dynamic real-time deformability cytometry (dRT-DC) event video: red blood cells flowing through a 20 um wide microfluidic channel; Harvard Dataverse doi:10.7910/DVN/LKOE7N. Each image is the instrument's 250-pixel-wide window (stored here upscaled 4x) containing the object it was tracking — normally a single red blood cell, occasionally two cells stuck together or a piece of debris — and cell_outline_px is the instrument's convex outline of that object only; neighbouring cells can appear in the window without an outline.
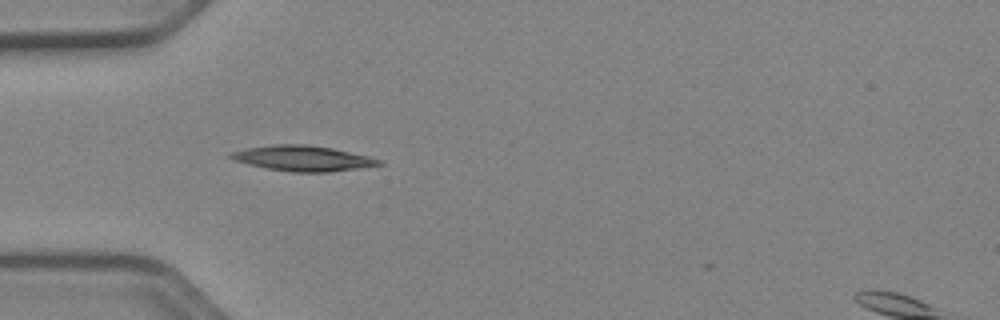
{"species": "Egyptian fruit bat (a non-hibernating species)", "species_latin": "Rousettus aegyptiacus", "temperature_condition": "cold", "stored_images_in_passage": 33, "camera_frame_rate_fps": 3000, "um_per_image_px": 0.085, "animal": {"sex": "female"}, "frame": {"image": 1, "passage_image": 1, "time_ms": 0.0, "image_size_px": [1000, 320], "cell_outline_px": [[384, 164], [328, 172], [292, 172], [268, 168], [248, 164], [232, 160], [228, 156], [232, 152], [248, 148], [272, 144], [304, 144], [332, 148], [368, 156], [384, 160]], "centroid_in_image_um": [25.74, 13.45], "position_along_channel_um": 59.3, "area_um2": 21.73}}
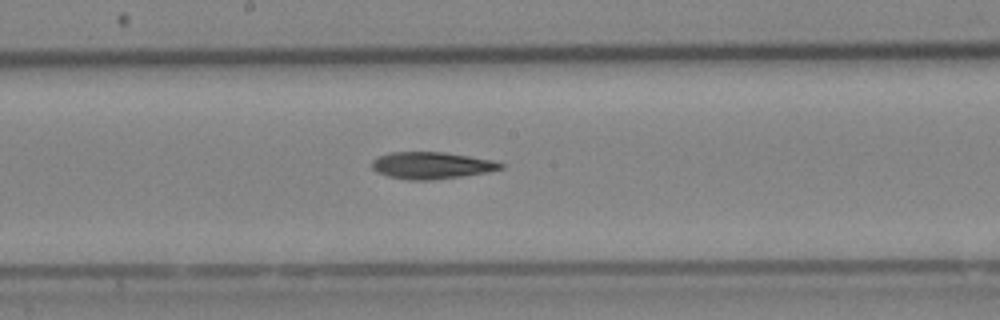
{"frame": {"image": 2, "passage_image": 13, "time_ms": 4.0, "image_size_px": [1000, 320], "cell_outline_px": [[504, 168], [488, 172], [464, 176], [428, 180], [408, 180], [388, 176], [376, 172], [372, 168], [372, 160], [380, 156], [392, 152], [444, 152], [496, 160], [504, 164]], "centroid_in_image_um": [36.72, 14.06], "position_along_channel_um": 211.5, "area_um2": 20.29}}
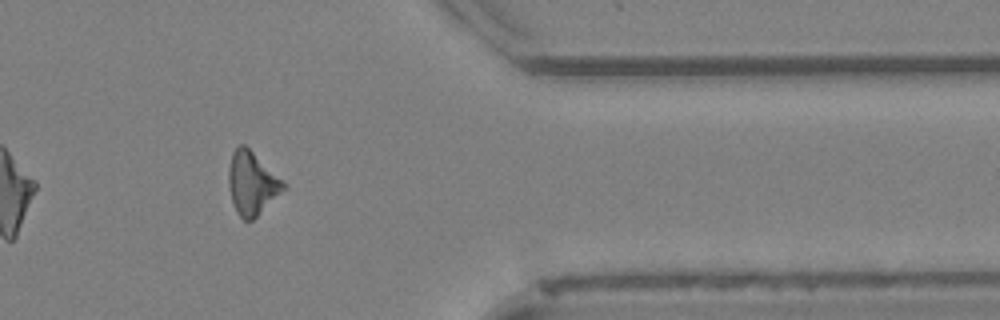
{"frame": {"image": 3, "passage_image": 28, "time_ms": 9.0, "image_size_px": [1000, 320], "cell_outline_px": [[288, 188], [252, 220], [244, 220], [236, 212], [232, 200], [228, 184], [228, 168], [232, 152], [240, 144], [244, 144], [288, 184]], "centroid_in_image_um": [21.44, 15.58], "position_along_channel_um": 390.0, "area_um2": 20.29}, "authors_computed_cell_mechanics": {"area_um2": 20.2878, "velocity_mm_per_s": 3.9288, "shape_relaxation_time_tau1_ms": 6.229, "shape_relaxation_time_tau2_ms": null, "deformation_change_tau1": 0.1375, "deformation_change_tau2": null}}